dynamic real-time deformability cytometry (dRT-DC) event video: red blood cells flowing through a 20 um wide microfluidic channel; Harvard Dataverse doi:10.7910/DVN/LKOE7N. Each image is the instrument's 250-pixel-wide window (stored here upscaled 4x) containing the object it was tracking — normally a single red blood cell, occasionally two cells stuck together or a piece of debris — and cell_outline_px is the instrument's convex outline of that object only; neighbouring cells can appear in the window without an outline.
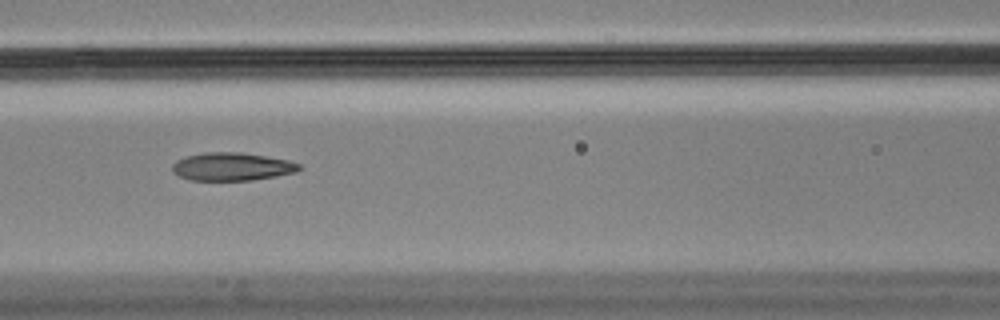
{"species": "Egyptian fruit bat (a non-hibernating species)", "species_latin": "Rousettus aegyptiacus", "temperature_condition": "cold", "stored_images_in_passage": 8, "camera_frame_rate_fps": 3000, "um_per_image_px": 0.085, "animal": {"sex": "male"}, "frame": {"image": 1, "passage_image": 3, "time_ms": 0.667, "image_size_px": [1000, 320], "cell_outline_px": [[300, 168], [296, 172], [276, 176], [252, 180], [188, 180], [172, 172], [172, 164], [176, 160], [184, 156], [204, 152], [244, 152], [288, 160], [300, 164]], "centroid_in_image_um": [19.68, 14.15], "position_along_channel_um": 146.9, "area_um2": 20.87}}
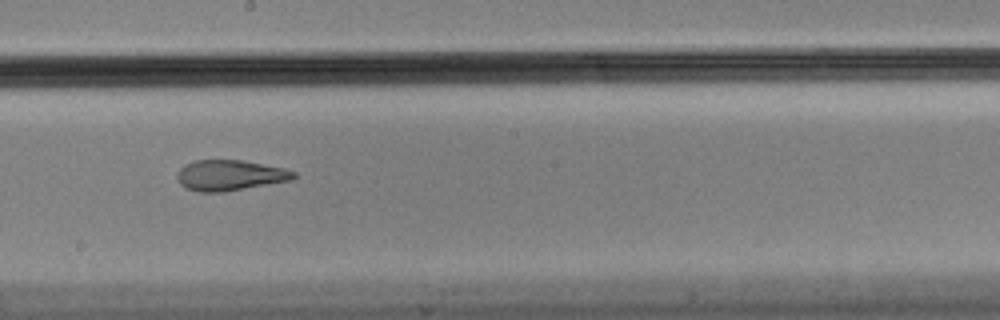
{"frame": {"image": 2, "passage_image": 5, "time_ms": 1.333, "image_size_px": [1000, 320], "cell_outline_px": [[296, 176], [292, 180], [224, 192], [196, 192], [184, 188], [180, 184], [176, 176], [180, 168], [184, 164], [196, 160], [240, 160], [284, 168], [296, 172]], "centroid_in_image_um": [19.51, 14.91], "position_along_channel_um": 228.7, "area_um2": 20.87}}
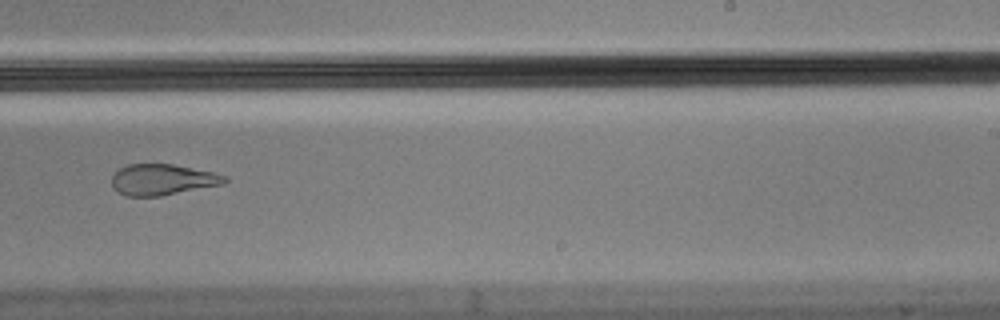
{"frame": {"image": 3, "passage_image": 6, "time_ms": 1.667, "image_size_px": [1000, 320], "cell_outline_px": [[228, 180], [224, 184], [160, 196], [124, 196], [112, 184], [112, 176], [120, 168], [128, 164], [172, 164], [212, 172], [228, 176]], "centroid_in_image_um": [13.84, 15.27], "position_along_channel_um": 275.2, "area_um2": 20.23}}